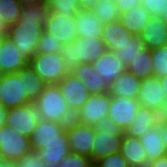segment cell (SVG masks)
Returning a JSON list of instances; mask_svg holds the SVG:
<instances>
[{"mask_svg":"<svg viewBox=\"0 0 167 167\" xmlns=\"http://www.w3.org/2000/svg\"><path fill=\"white\" fill-rule=\"evenodd\" d=\"M57 85L74 115L90 97L84 83L70 72Z\"/></svg>","mask_w":167,"mask_h":167,"instance_id":"5bb4252c","label":"cell"},{"mask_svg":"<svg viewBox=\"0 0 167 167\" xmlns=\"http://www.w3.org/2000/svg\"><path fill=\"white\" fill-rule=\"evenodd\" d=\"M24 75V85L27 99L34 102L47 84L33 71L30 65L21 68Z\"/></svg>","mask_w":167,"mask_h":167,"instance_id":"f1b7e54d","label":"cell"},{"mask_svg":"<svg viewBox=\"0 0 167 167\" xmlns=\"http://www.w3.org/2000/svg\"><path fill=\"white\" fill-rule=\"evenodd\" d=\"M36 49L39 54L62 53L63 44L59 40L54 39L49 33L43 31Z\"/></svg>","mask_w":167,"mask_h":167,"instance_id":"e575fe53","label":"cell"},{"mask_svg":"<svg viewBox=\"0 0 167 167\" xmlns=\"http://www.w3.org/2000/svg\"><path fill=\"white\" fill-rule=\"evenodd\" d=\"M76 28L75 15L63 16L62 14L50 12L45 22L44 31L64 45L73 43L78 38Z\"/></svg>","mask_w":167,"mask_h":167,"instance_id":"7c38bea8","label":"cell"},{"mask_svg":"<svg viewBox=\"0 0 167 167\" xmlns=\"http://www.w3.org/2000/svg\"><path fill=\"white\" fill-rule=\"evenodd\" d=\"M17 1L21 4L22 7L46 3V0H17Z\"/></svg>","mask_w":167,"mask_h":167,"instance_id":"ee69618b","label":"cell"},{"mask_svg":"<svg viewBox=\"0 0 167 167\" xmlns=\"http://www.w3.org/2000/svg\"><path fill=\"white\" fill-rule=\"evenodd\" d=\"M0 167H17V166L15 161L1 159Z\"/></svg>","mask_w":167,"mask_h":167,"instance_id":"c3c4849f","label":"cell"},{"mask_svg":"<svg viewBox=\"0 0 167 167\" xmlns=\"http://www.w3.org/2000/svg\"><path fill=\"white\" fill-rule=\"evenodd\" d=\"M159 124V115L156 111L140 106L135 118L124 131V134L129 137L140 138L148 129Z\"/></svg>","mask_w":167,"mask_h":167,"instance_id":"44dd1931","label":"cell"},{"mask_svg":"<svg viewBox=\"0 0 167 167\" xmlns=\"http://www.w3.org/2000/svg\"><path fill=\"white\" fill-rule=\"evenodd\" d=\"M91 10L103 24L120 19V13L115 0H100Z\"/></svg>","mask_w":167,"mask_h":167,"instance_id":"f546056e","label":"cell"},{"mask_svg":"<svg viewBox=\"0 0 167 167\" xmlns=\"http://www.w3.org/2000/svg\"><path fill=\"white\" fill-rule=\"evenodd\" d=\"M140 106L137 99L111 96L108 118L125 131L135 118Z\"/></svg>","mask_w":167,"mask_h":167,"instance_id":"4fadbf2b","label":"cell"},{"mask_svg":"<svg viewBox=\"0 0 167 167\" xmlns=\"http://www.w3.org/2000/svg\"><path fill=\"white\" fill-rule=\"evenodd\" d=\"M130 73L139 79L154 76L153 60L151 57V50L144 48L137 54V56L126 67Z\"/></svg>","mask_w":167,"mask_h":167,"instance_id":"4316f807","label":"cell"},{"mask_svg":"<svg viewBox=\"0 0 167 167\" xmlns=\"http://www.w3.org/2000/svg\"><path fill=\"white\" fill-rule=\"evenodd\" d=\"M50 14L47 4L24 6L18 21L9 26L7 36L29 61L37 53V43Z\"/></svg>","mask_w":167,"mask_h":167,"instance_id":"6da1fadb","label":"cell"},{"mask_svg":"<svg viewBox=\"0 0 167 167\" xmlns=\"http://www.w3.org/2000/svg\"><path fill=\"white\" fill-rule=\"evenodd\" d=\"M29 65L47 85L58 84L70 72L61 53H36Z\"/></svg>","mask_w":167,"mask_h":167,"instance_id":"5b68a950","label":"cell"},{"mask_svg":"<svg viewBox=\"0 0 167 167\" xmlns=\"http://www.w3.org/2000/svg\"><path fill=\"white\" fill-rule=\"evenodd\" d=\"M150 50L167 45V27L159 16H151L138 36Z\"/></svg>","mask_w":167,"mask_h":167,"instance_id":"e0dca14e","label":"cell"},{"mask_svg":"<svg viewBox=\"0 0 167 167\" xmlns=\"http://www.w3.org/2000/svg\"><path fill=\"white\" fill-rule=\"evenodd\" d=\"M120 153L130 167H146L147 156L139 138L123 135Z\"/></svg>","mask_w":167,"mask_h":167,"instance_id":"cb8c5ba5","label":"cell"},{"mask_svg":"<svg viewBox=\"0 0 167 167\" xmlns=\"http://www.w3.org/2000/svg\"><path fill=\"white\" fill-rule=\"evenodd\" d=\"M144 43L138 36H133L129 42L119 47V50L112 51L120 61L124 64V66H128V64L137 56L138 53L142 49H144Z\"/></svg>","mask_w":167,"mask_h":167,"instance_id":"4dcf8cb0","label":"cell"},{"mask_svg":"<svg viewBox=\"0 0 167 167\" xmlns=\"http://www.w3.org/2000/svg\"><path fill=\"white\" fill-rule=\"evenodd\" d=\"M160 122H167V98L157 111Z\"/></svg>","mask_w":167,"mask_h":167,"instance_id":"b9f144b4","label":"cell"},{"mask_svg":"<svg viewBox=\"0 0 167 167\" xmlns=\"http://www.w3.org/2000/svg\"><path fill=\"white\" fill-rule=\"evenodd\" d=\"M79 38L102 37L103 23L91 9L81 8L75 15Z\"/></svg>","mask_w":167,"mask_h":167,"instance_id":"ffe728a7","label":"cell"},{"mask_svg":"<svg viewBox=\"0 0 167 167\" xmlns=\"http://www.w3.org/2000/svg\"><path fill=\"white\" fill-rule=\"evenodd\" d=\"M21 4L17 0H0V17L10 26L15 24L21 13Z\"/></svg>","mask_w":167,"mask_h":167,"instance_id":"1f68e13d","label":"cell"},{"mask_svg":"<svg viewBox=\"0 0 167 167\" xmlns=\"http://www.w3.org/2000/svg\"><path fill=\"white\" fill-rule=\"evenodd\" d=\"M163 142L167 148V122H160Z\"/></svg>","mask_w":167,"mask_h":167,"instance_id":"bcb514c9","label":"cell"},{"mask_svg":"<svg viewBox=\"0 0 167 167\" xmlns=\"http://www.w3.org/2000/svg\"><path fill=\"white\" fill-rule=\"evenodd\" d=\"M99 1L100 0H78V3L81 8L91 9Z\"/></svg>","mask_w":167,"mask_h":167,"instance_id":"7bdbcfd3","label":"cell"},{"mask_svg":"<svg viewBox=\"0 0 167 167\" xmlns=\"http://www.w3.org/2000/svg\"><path fill=\"white\" fill-rule=\"evenodd\" d=\"M94 167H130L121 153H115L100 159Z\"/></svg>","mask_w":167,"mask_h":167,"instance_id":"8d00e7d4","label":"cell"},{"mask_svg":"<svg viewBox=\"0 0 167 167\" xmlns=\"http://www.w3.org/2000/svg\"><path fill=\"white\" fill-rule=\"evenodd\" d=\"M146 167H167V155L148 162Z\"/></svg>","mask_w":167,"mask_h":167,"instance_id":"60d3db41","label":"cell"},{"mask_svg":"<svg viewBox=\"0 0 167 167\" xmlns=\"http://www.w3.org/2000/svg\"><path fill=\"white\" fill-rule=\"evenodd\" d=\"M133 36L134 35L122 25L120 20H116L103 25L101 38L107 50L114 51L119 50V47L129 42Z\"/></svg>","mask_w":167,"mask_h":167,"instance_id":"603a6c76","label":"cell"},{"mask_svg":"<svg viewBox=\"0 0 167 167\" xmlns=\"http://www.w3.org/2000/svg\"><path fill=\"white\" fill-rule=\"evenodd\" d=\"M50 12L66 15H76L81 9L78 0H46Z\"/></svg>","mask_w":167,"mask_h":167,"instance_id":"d6a6232c","label":"cell"},{"mask_svg":"<svg viewBox=\"0 0 167 167\" xmlns=\"http://www.w3.org/2000/svg\"><path fill=\"white\" fill-rule=\"evenodd\" d=\"M161 87L165 93V97L167 98V76L160 78Z\"/></svg>","mask_w":167,"mask_h":167,"instance_id":"681fc988","label":"cell"},{"mask_svg":"<svg viewBox=\"0 0 167 167\" xmlns=\"http://www.w3.org/2000/svg\"><path fill=\"white\" fill-rule=\"evenodd\" d=\"M139 139L145 150L148 162L167 155L160 124L148 129Z\"/></svg>","mask_w":167,"mask_h":167,"instance_id":"7402d4cb","label":"cell"},{"mask_svg":"<svg viewBox=\"0 0 167 167\" xmlns=\"http://www.w3.org/2000/svg\"><path fill=\"white\" fill-rule=\"evenodd\" d=\"M8 30L9 25L0 17V38L6 37Z\"/></svg>","mask_w":167,"mask_h":167,"instance_id":"f6af8a7d","label":"cell"},{"mask_svg":"<svg viewBox=\"0 0 167 167\" xmlns=\"http://www.w3.org/2000/svg\"><path fill=\"white\" fill-rule=\"evenodd\" d=\"M42 120L56 121L68 125L74 114L57 84H48L34 101Z\"/></svg>","mask_w":167,"mask_h":167,"instance_id":"7a4b0ae2","label":"cell"},{"mask_svg":"<svg viewBox=\"0 0 167 167\" xmlns=\"http://www.w3.org/2000/svg\"><path fill=\"white\" fill-rule=\"evenodd\" d=\"M31 103L26 97L24 75L16 73L0 75V105L6 109L22 107Z\"/></svg>","mask_w":167,"mask_h":167,"instance_id":"8992f818","label":"cell"},{"mask_svg":"<svg viewBox=\"0 0 167 167\" xmlns=\"http://www.w3.org/2000/svg\"><path fill=\"white\" fill-rule=\"evenodd\" d=\"M119 13L127 12L141 4L140 0H115Z\"/></svg>","mask_w":167,"mask_h":167,"instance_id":"ab89813d","label":"cell"},{"mask_svg":"<svg viewBox=\"0 0 167 167\" xmlns=\"http://www.w3.org/2000/svg\"><path fill=\"white\" fill-rule=\"evenodd\" d=\"M66 134L71 153L84 155L91 159L92 145L95 138L94 127L73 120L67 125Z\"/></svg>","mask_w":167,"mask_h":167,"instance_id":"8fae6325","label":"cell"},{"mask_svg":"<svg viewBox=\"0 0 167 167\" xmlns=\"http://www.w3.org/2000/svg\"><path fill=\"white\" fill-rule=\"evenodd\" d=\"M150 17V13L140 4L127 12L121 13L119 20L130 33L139 36Z\"/></svg>","mask_w":167,"mask_h":167,"instance_id":"484cf974","label":"cell"},{"mask_svg":"<svg viewBox=\"0 0 167 167\" xmlns=\"http://www.w3.org/2000/svg\"><path fill=\"white\" fill-rule=\"evenodd\" d=\"M107 51L101 37L77 38L63 45L62 56L65 66L71 71L81 63H93Z\"/></svg>","mask_w":167,"mask_h":167,"instance_id":"3957f363","label":"cell"},{"mask_svg":"<svg viewBox=\"0 0 167 167\" xmlns=\"http://www.w3.org/2000/svg\"><path fill=\"white\" fill-rule=\"evenodd\" d=\"M37 153L45 166L56 167L71 151L69 143H53L43 145Z\"/></svg>","mask_w":167,"mask_h":167,"instance_id":"83f0119b","label":"cell"},{"mask_svg":"<svg viewBox=\"0 0 167 167\" xmlns=\"http://www.w3.org/2000/svg\"><path fill=\"white\" fill-rule=\"evenodd\" d=\"M141 79L134 76L128 70L122 73L114 83L109 85L108 93L115 97H127L137 99L140 90Z\"/></svg>","mask_w":167,"mask_h":167,"instance_id":"d4e9b609","label":"cell"},{"mask_svg":"<svg viewBox=\"0 0 167 167\" xmlns=\"http://www.w3.org/2000/svg\"><path fill=\"white\" fill-rule=\"evenodd\" d=\"M66 124L40 119L30 139L32 151L43 149V145L53 143H69Z\"/></svg>","mask_w":167,"mask_h":167,"instance_id":"ba28073f","label":"cell"},{"mask_svg":"<svg viewBox=\"0 0 167 167\" xmlns=\"http://www.w3.org/2000/svg\"><path fill=\"white\" fill-rule=\"evenodd\" d=\"M151 16H159L167 10V0H140Z\"/></svg>","mask_w":167,"mask_h":167,"instance_id":"74e56055","label":"cell"},{"mask_svg":"<svg viewBox=\"0 0 167 167\" xmlns=\"http://www.w3.org/2000/svg\"><path fill=\"white\" fill-rule=\"evenodd\" d=\"M17 167H47L36 151H31L16 161Z\"/></svg>","mask_w":167,"mask_h":167,"instance_id":"f35d334b","label":"cell"},{"mask_svg":"<svg viewBox=\"0 0 167 167\" xmlns=\"http://www.w3.org/2000/svg\"><path fill=\"white\" fill-rule=\"evenodd\" d=\"M110 100L111 95L108 92L90 95L89 99L75 113L74 120L84 125H95L103 118L108 117Z\"/></svg>","mask_w":167,"mask_h":167,"instance_id":"9c48e42d","label":"cell"},{"mask_svg":"<svg viewBox=\"0 0 167 167\" xmlns=\"http://www.w3.org/2000/svg\"><path fill=\"white\" fill-rule=\"evenodd\" d=\"M70 73L84 83L90 95L104 94L109 91V85L96 72L92 63H81L73 68Z\"/></svg>","mask_w":167,"mask_h":167,"instance_id":"d6986e66","label":"cell"},{"mask_svg":"<svg viewBox=\"0 0 167 167\" xmlns=\"http://www.w3.org/2000/svg\"><path fill=\"white\" fill-rule=\"evenodd\" d=\"M93 127L95 129V138L92 145L91 161L95 164L108 155L120 152L124 131L108 117L103 118Z\"/></svg>","mask_w":167,"mask_h":167,"instance_id":"277c9868","label":"cell"},{"mask_svg":"<svg viewBox=\"0 0 167 167\" xmlns=\"http://www.w3.org/2000/svg\"><path fill=\"white\" fill-rule=\"evenodd\" d=\"M8 109L0 105V127L3 126L6 122Z\"/></svg>","mask_w":167,"mask_h":167,"instance_id":"7dc6e473","label":"cell"},{"mask_svg":"<svg viewBox=\"0 0 167 167\" xmlns=\"http://www.w3.org/2000/svg\"><path fill=\"white\" fill-rule=\"evenodd\" d=\"M165 99L166 97L161 87L160 78L152 76L141 79L137 100L142 107H146L157 112Z\"/></svg>","mask_w":167,"mask_h":167,"instance_id":"2e32d148","label":"cell"},{"mask_svg":"<svg viewBox=\"0 0 167 167\" xmlns=\"http://www.w3.org/2000/svg\"><path fill=\"white\" fill-rule=\"evenodd\" d=\"M56 167H94L87 156L69 153Z\"/></svg>","mask_w":167,"mask_h":167,"instance_id":"d590c367","label":"cell"},{"mask_svg":"<svg viewBox=\"0 0 167 167\" xmlns=\"http://www.w3.org/2000/svg\"><path fill=\"white\" fill-rule=\"evenodd\" d=\"M32 151L30 139L7 124L0 127V157L18 161Z\"/></svg>","mask_w":167,"mask_h":167,"instance_id":"52a82bcc","label":"cell"},{"mask_svg":"<svg viewBox=\"0 0 167 167\" xmlns=\"http://www.w3.org/2000/svg\"><path fill=\"white\" fill-rule=\"evenodd\" d=\"M29 65V60L21 55L8 36L0 40V75L16 73Z\"/></svg>","mask_w":167,"mask_h":167,"instance_id":"9a60e30c","label":"cell"},{"mask_svg":"<svg viewBox=\"0 0 167 167\" xmlns=\"http://www.w3.org/2000/svg\"><path fill=\"white\" fill-rule=\"evenodd\" d=\"M40 119L38 108L32 102L22 107L8 109L5 124L30 138Z\"/></svg>","mask_w":167,"mask_h":167,"instance_id":"30bf717a","label":"cell"},{"mask_svg":"<svg viewBox=\"0 0 167 167\" xmlns=\"http://www.w3.org/2000/svg\"><path fill=\"white\" fill-rule=\"evenodd\" d=\"M153 60L154 77L162 78L167 76V45L151 50Z\"/></svg>","mask_w":167,"mask_h":167,"instance_id":"836d02e7","label":"cell"},{"mask_svg":"<svg viewBox=\"0 0 167 167\" xmlns=\"http://www.w3.org/2000/svg\"><path fill=\"white\" fill-rule=\"evenodd\" d=\"M92 66L108 85L114 83L126 71V66L109 50L95 60Z\"/></svg>","mask_w":167,"mask_h":167,"instance_id":"ac0fdd59","label":"cell"},{"mask_svg":"<svg viewBox=\"0 0 167 167\" xmlns=\"http://www.w3.org/2000/svg\"><path fill=\"white\" fill-rule=\"evenodd\" d=\"M159 17L164 21L167 27V10L165 12H162Z\"/></svg>","mask_w":167,"mask_h":167,"instance_id":"f907efd6","label":"cell"}]
</instances>
